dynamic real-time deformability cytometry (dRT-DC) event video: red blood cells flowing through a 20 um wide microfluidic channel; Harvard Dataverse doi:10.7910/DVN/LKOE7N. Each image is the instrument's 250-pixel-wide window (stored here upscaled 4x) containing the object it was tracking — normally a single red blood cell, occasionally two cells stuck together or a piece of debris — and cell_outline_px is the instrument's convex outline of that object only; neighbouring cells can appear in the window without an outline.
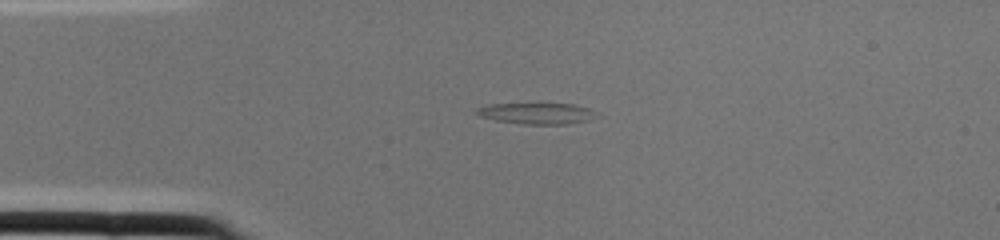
{"species": "common noctule bat (a hibernating species)", "species_latin": "Nyctalus noctula", "temperature_condition": "cold", "stored_images_in_passage": 1, "camera_frame_rate_fps": 3000, "um_per_image_px": 0.085, "animal": {"sex": "female", "body_mass_g": 22.0, "forearm_length_mm": 56.7}, "frame": {"image": 1, "passage_image": 1, "time_ms": 0.0, "image_size_px": [1000, 240], "cell_outline_px": [[600, 116], [588, 120], [568, 124], [520, 124], [496, 120], [480, 116], [476, 112], [476, 108], [488, 104], [572, 104], [588, 108], [600, 112]], "centroid_in_image_um": [45.69, 9.64], "position_along_channel_um": 39.3, "area_um2": 14.85}}